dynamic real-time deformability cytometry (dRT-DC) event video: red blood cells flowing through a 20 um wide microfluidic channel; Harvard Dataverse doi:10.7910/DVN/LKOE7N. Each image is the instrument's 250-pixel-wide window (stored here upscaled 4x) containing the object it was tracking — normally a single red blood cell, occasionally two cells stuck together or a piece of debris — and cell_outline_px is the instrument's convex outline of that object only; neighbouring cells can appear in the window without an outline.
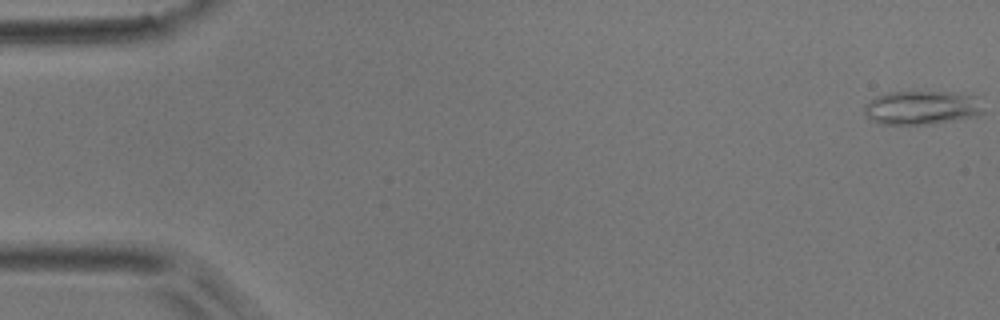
{"species": "common noctule bat (a hibernating species)", "species_latin": "Nyctalus noctula", "temperature_condition": "room temperature", "stored_images_in_passage": 51, "camera_frame_rate_fps": 3000, "um_per_image_px": 0.085, "animal": {"sex": "male", "body_mass_g": 17.9}, "frame": {"image": 1, "passage_image": 1, "time_ms": 0.0, "image_size_px": [1000, 320], "cell_outline_px": [[984, 112], [976, 116], [956, 120], [928, 124], [880, 124], [872, 120], [864, 112], [864, 104], [876, 96], [888, 92], [948, 92], [976, 96]], "centroid_in_image_um": [78.33, 9.15], "position_along_channel_um": 6.7, "area_um2": 23.35}}
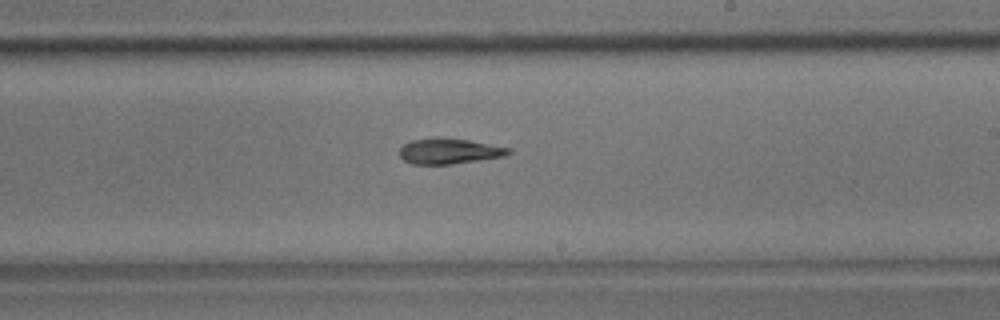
{"frame": {"image": 2, "passage_image": 30, "time_ms": 9.667, "image_size_px": [1000, 320], "cell_outline_px": [[512, 152], [504, 156], [448, 164], [412, 164], [404, 160], [400, 156], [400, 148], [404, 144], [412, 140], [468, 140], [512, 148]], "centroid_in_image_um": [38.21, 12.88], "position_along_channel_um": 250.8, "area_um2": 15.37}}
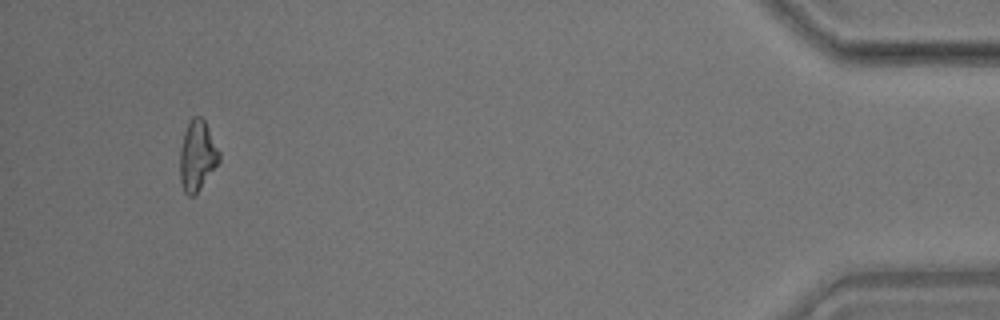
{"frame": {"image": 3, "passage_image": 48, "time_ms": 15.667, "image_size_px": [1000, 320], "cell_outline_px": [[220, 160], [200, 188], [192, 196], [188, 196], [184, 192], [180, 180], [180, 148], [184, 132], [188, 120], [192, 116], [200, 116], [204, 120], [220, 152]], "centroid_in_image_um": [16.75, 13.2], "position_along_channel_um": 418.5, "area_um2": 15.95}, "authors_computed_cell_mechanics": {"area_um2": 16.7042, "velocity_mm_per_s": 3.9935, "shape_relaxation_time_tau1_ms": null, "shape_relaxation_time_tau2_ms": 10.1883, "deformation_change_tau1": null, "deformation_change_tau2": 0.237}}